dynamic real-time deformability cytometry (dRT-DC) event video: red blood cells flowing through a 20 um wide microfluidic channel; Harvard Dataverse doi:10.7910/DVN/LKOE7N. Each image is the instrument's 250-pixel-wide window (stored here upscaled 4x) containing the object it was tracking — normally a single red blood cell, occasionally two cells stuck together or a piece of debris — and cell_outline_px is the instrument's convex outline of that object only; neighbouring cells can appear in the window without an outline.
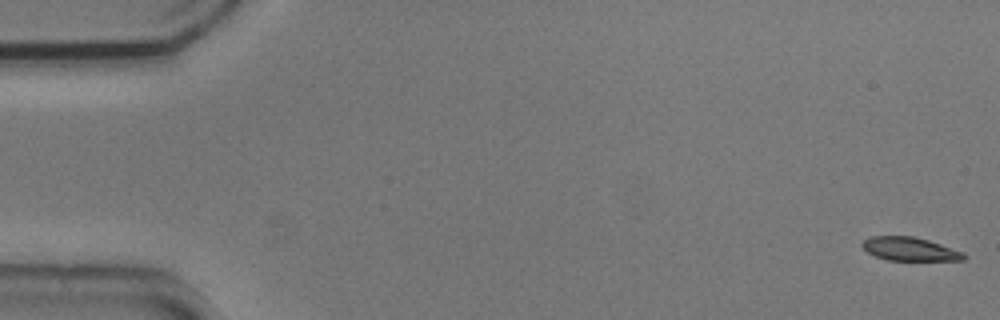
{"species": "common noctule bat (a hibernating species)", "species_latin": "Nyctalus noctula", "temperature_condition": "cold", "stored_images_in_passage": 56, "segment_of_instrument_passage": [1, 2], "camera_frame_rate_fps": 3000, "um_per_image_px": 0.085, "animal": {"sex": "male", "body_mass_g": 20.5, "forearm_length_mm": 52.5}, "frame": {"image": 1, "passage_image": 1, "time_ms": 0.0, "image_size_px": [1000, 320], "cell_outline_px": [[968, 256], [964, 260], [888, 260], [876, 256], [868, 252], [860, 244], [868, 236], [912, 236], [928, 240], [964, 252]], "centroid_in_image_um": [77.34, 21.16], "position_along_channel_um": 7.7, "area_um2": 13.87}}
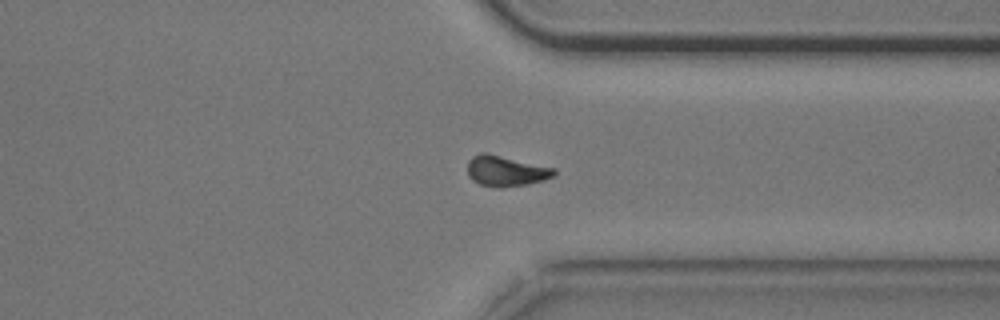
{"frame": {"image": 2, "passage_image": 42, "time_ms": 13.667, "image_size_px": [1000, 320], "cell_outline_px": [[556, 176], [544, 180], [524, 184], [500, 188], [480, 184], [472, 180], [468, 176], [468, 160], [472, 156], [480, 152], [488, 152], [556, 168]], "centroid_in_image_um": [43.01, 14.51], "position_along_channel_um": 368.4, "area_um2": 15.66}}
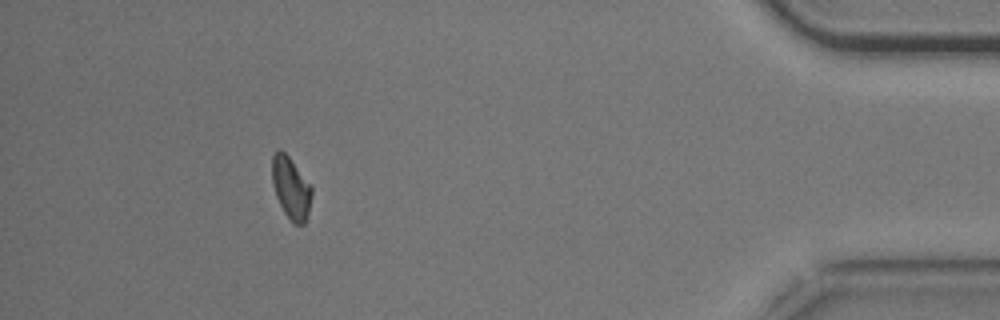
{"frame": {"image": 3, "passage_image": 50, "time_ms": 16.333, "image_size_px": [1000, 320], "cell_outline_px": [[312, 196], [308, 212], [304, 224], [292, 224], [284, 212], [276, 196], [272, 180], [272, 156], [276, 148], [280, 148], [288, 156], [312, 188]], "centroid_in_image_um": [24.71, 15.97], "position_along_channel_um": 410.5, "area_um2": 14.16}}